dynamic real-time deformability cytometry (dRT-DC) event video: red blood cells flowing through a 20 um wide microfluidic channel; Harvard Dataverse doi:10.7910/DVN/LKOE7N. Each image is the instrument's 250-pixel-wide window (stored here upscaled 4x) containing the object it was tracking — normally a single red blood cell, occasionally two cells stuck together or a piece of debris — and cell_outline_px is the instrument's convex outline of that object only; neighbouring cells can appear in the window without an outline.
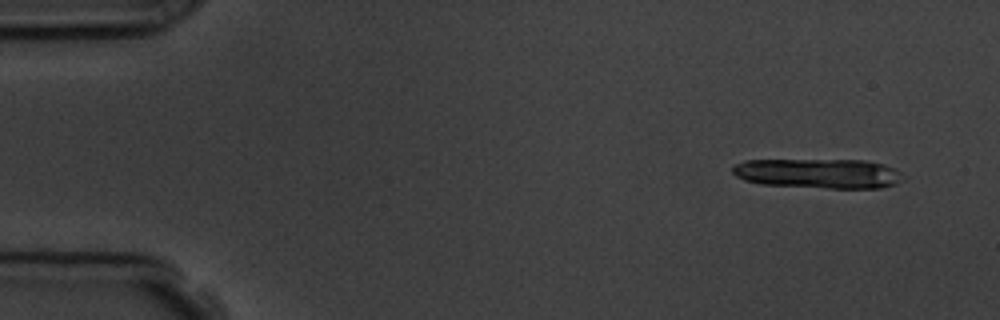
{"species": "common noctule bat (a hibernating species)", "species_latin": "Nyctalus noctula", "temperature_condition": "room temperature", "stored_images_in_passage": 9, "camera_frame_rate_fps": 3000, "um_per_image_px": 0.085, "animal": {"sex": "male", "body_mass_g": 19.5, "forearm_length_mm": 54.6}, "frame": {"image": 1, "passage_image": 1, "time_ms": 0.0, "image_size_px": [1000, 320], "cell_outline_px": [[908, 176], [904, 180], [896, 184], [880, 188], [828, 188], [760, 184], [744, 180], [736, 176], [732, 172], [732, 164], [744, 160], [864, 160], [880, 164], [892, 168]], "centroid_in_image_um": [69.56, 14.75], "position_along_channel_um": 15.4, "area_um2": 29.77}}
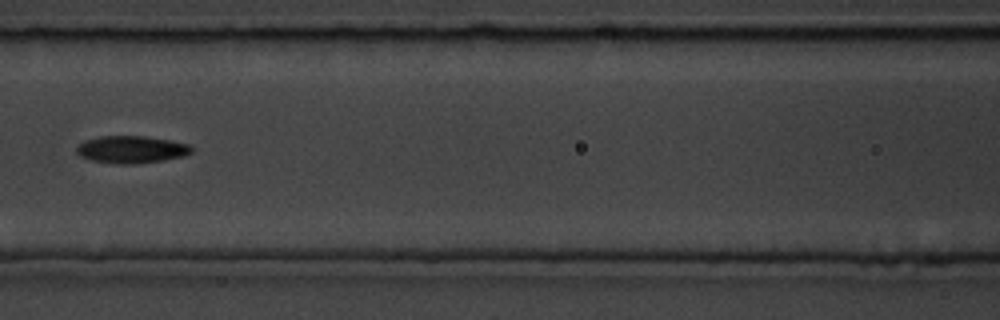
{"frame": {"image": 2, "passage_image": 7, "time_ms": 7.0, "image_size_px": [1000, 320], "cell_outline_px": [[192, 152], [184, 156], [136, 164], [116, 164], [92, 160], [80, 156], [76, 152], [76, 148], [84, 140], [100, 136], [144, 136], [168, 140], [188, 144], [192, 148]], "centroid_in_image_um": [11.14, 12.7], "position_along_channel_um": 155.5, "area_um2": 18.15}}